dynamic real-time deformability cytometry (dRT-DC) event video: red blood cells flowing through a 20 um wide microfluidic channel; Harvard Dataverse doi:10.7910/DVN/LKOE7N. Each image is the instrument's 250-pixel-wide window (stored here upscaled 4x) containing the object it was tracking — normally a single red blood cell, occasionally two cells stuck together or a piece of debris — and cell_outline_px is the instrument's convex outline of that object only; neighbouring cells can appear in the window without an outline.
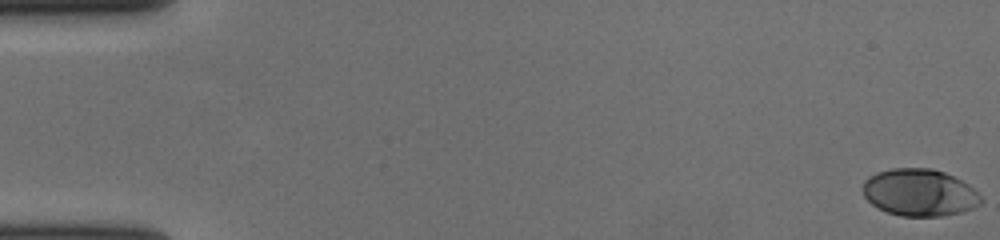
{"species": "human", "species_latin": "Homo sapiens", "temperature_condition": "cold", "stored_images_in_passage": 57, "camera_frame_rate_fps": 3000, "um_per_image_px": 0.085, "donor": {"sex": "female"}, "frame": {"image": 1, "passage_image": 1, "time_ms": 0.0, "image_size_px": [1000, 240], "cell_outline_px": [[984, 200], [980, 204], [972, 208], [960, 212], [940, 216], [900, 216], [888, 212], [872, 204], [864, 196], [864, 180], [868, 176], [876, 172], [892, 168], [932, 168], [944, 172], [968, 184]], "centroid_in_image_um": [78.15, 16.36], "position_along_channel_um": 6.9, "area_um2": 32.25}}
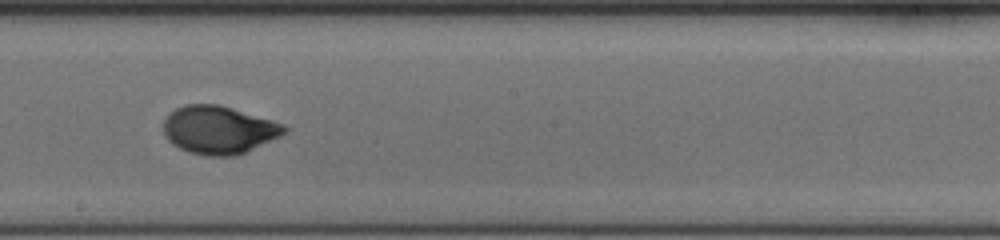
{"frame": {"image": 2, "passage_image": 33, "time_ms": 10.667, "image_size_px": [1000, 240], "cell_outline_px": [[288, 132], [280, 136], [236, 156], [204, 156], [188, 152], [172, 144], [164, 136], [164, 120], [168, 112], [184, 104], [220, 104], [272, 120], [284, 124], [288, 128]], "centroid_in_image_um": [18.58, 11.03], "position_along_channel_um": 229.6, "area_um2": 34.04}}
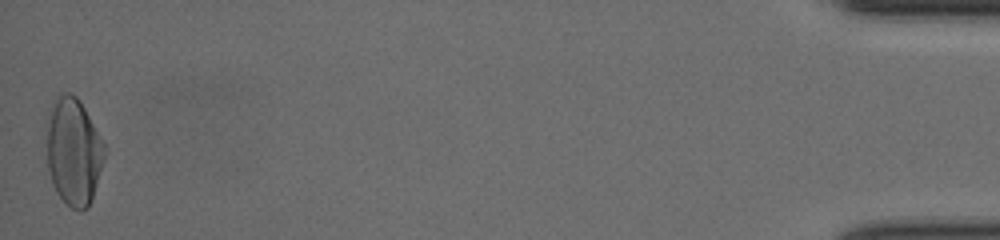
{"frame": {"image": 3, "passage_image": 57, "time_ms": 18.667, "image_size_px": [1000, 240], "cell_outline_px": [[108, 152], [88, 208], [80, 212], [72, 208], [56, 192], [52, 184], [48, 172], [48, 124], [52, 108], [56, 96], [60, 92], [68, 92], [76, 96], [80, 100], [104, 144]], "centroid_in_image_um": [6.29, 12.9], "position_along_channel_um": 428.9, "area_um2": 35.95}, "authors_computed_cell_mechanics": {"area_um2": 32.7726, "velocity_mm_per_s": 3.6841, "shape_relaxation_time_tau1_ms": 3.2807, "shape_relaxation_time_tau2_ms": null, "deformation_change_tau1": 0.167, "deformation_change_tau2": null}}